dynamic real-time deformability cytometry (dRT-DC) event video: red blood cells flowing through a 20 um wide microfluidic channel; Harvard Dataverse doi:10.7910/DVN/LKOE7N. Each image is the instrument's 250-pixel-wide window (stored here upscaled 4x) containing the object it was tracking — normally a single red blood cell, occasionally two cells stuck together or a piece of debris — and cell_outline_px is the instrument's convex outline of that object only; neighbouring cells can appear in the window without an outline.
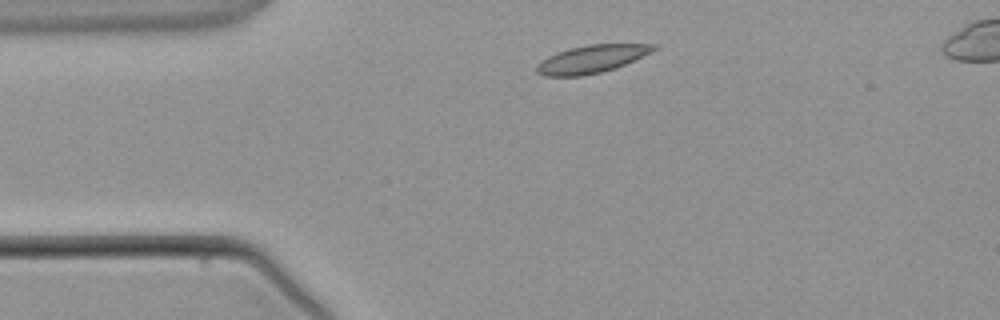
{"species": "common noctule bat (a hibernating species)", "species_latin": "Nyctalus noctula", "temperature_condition": "warm", "stored_images_in_passage": 2, "camera_frame_rate_fps": 3000, "um_per_image_px": 0.085, "animal": {"sex": "male", "body_mass_g": 21.5, "forearm_length_mm": 52.0}, "frame": {"image": 1, "passage_image": 1, "time_ms": 0.0, "image_size_px": [1000, 320], "cell_outline_px": [[656, 48], [616, 68], [600, 72], [580, 76], [544, 76], [536, 72], [536, 64], [540, 60], [556, 52], [588, 44], [656, 44]], "centroid_in_image_um": [50.19, 5.02], "position_along_channel_um": 34.8, "area_um2": 18.61}}
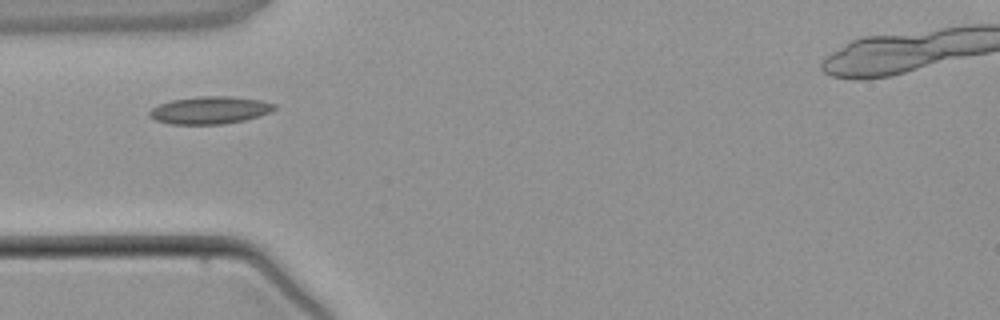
{"frame": {"image": 2, "passage_image": 2, "time_ms": 1.333, "image_size_px": [1000, 320], "cell_outline_px": [[276, 108], [260, 116], [244, 120], [224, 124], [168, 124], [156, 120], [148, 116], [148, 112], [152, 108], [160, 104], [172, 100], [200, 96], [232, 96], [260, 100], [276, 104]], "centroid_in_image_um": [17.83, 9.36], "position_along_channel_um": 67.2, "area_um2": 20.0}}